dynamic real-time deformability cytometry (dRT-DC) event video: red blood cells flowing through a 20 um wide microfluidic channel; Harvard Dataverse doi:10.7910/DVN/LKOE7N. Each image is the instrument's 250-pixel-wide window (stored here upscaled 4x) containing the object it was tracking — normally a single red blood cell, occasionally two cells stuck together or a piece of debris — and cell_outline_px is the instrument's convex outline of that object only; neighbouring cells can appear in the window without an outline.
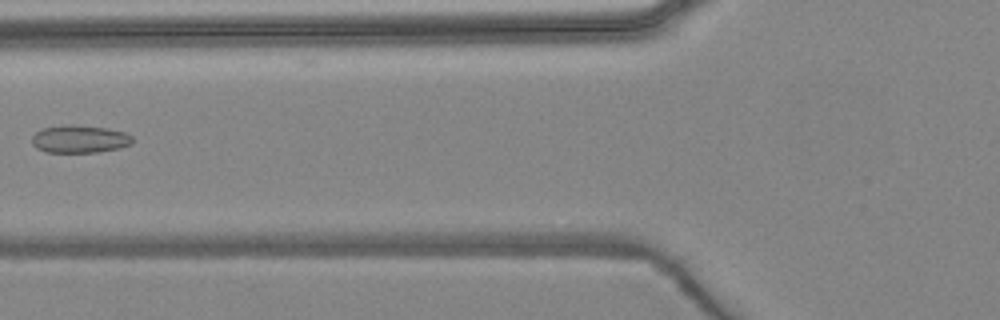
{"species": "common noctule bat (a hibernating species)", "species_latin": "Nyctalus noctula", "temperature_condition": "warm", "stored_images_in_passage": 5, "camera_frame_rate_fps": 3000, "um_per_image_px": 0.085, "animal": {"sex": "female", "body_mass_g": 24.6, "forearm_length_mm": 56.2}, "frame": {"image": 1, "passage_image": 4, "time_ms": 3.667, "image_size_px": [1000, 320], "cell_outline_px": [[132, 144], [120, 148], [96, 152], [48, 152], [36, 148], [32, 144], [32, 136], [36, 132], [44, 128], [64, 124], [108, 128], [124, 132], [132, 136]], "centroid_in_image_um": [6.77, 11.82], "position_along_channel_um": 119.0, "area_um2": 16.18}}
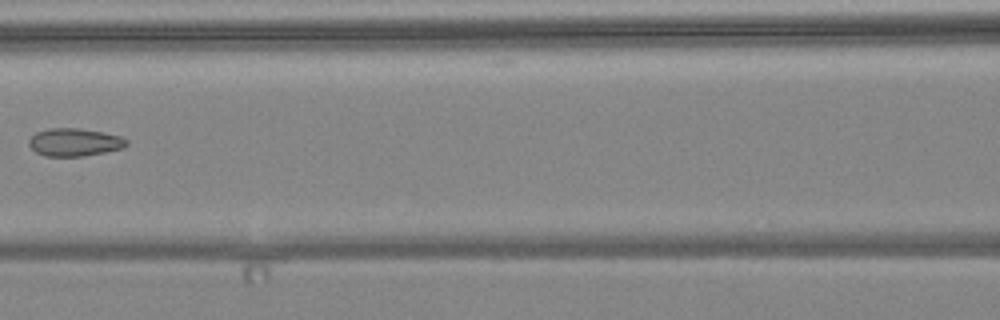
{"frame": {"image": 2, "passage_image": 5, "time_ms": 4.667, "image_size_px": [1000, 320], "cell_outline_px": [[128, 144], [124, 148], [84, 156], [44, 156], [36, 152], [28, 144], [28, 140], [36, 132], [48, 128], [80, 128], [104, 132], [120, 136], [128, 140]], "centroid_in_image_um": [6.34, 12.08], "position_along_channel_um": 160.3, "area_um2": 15.95}}